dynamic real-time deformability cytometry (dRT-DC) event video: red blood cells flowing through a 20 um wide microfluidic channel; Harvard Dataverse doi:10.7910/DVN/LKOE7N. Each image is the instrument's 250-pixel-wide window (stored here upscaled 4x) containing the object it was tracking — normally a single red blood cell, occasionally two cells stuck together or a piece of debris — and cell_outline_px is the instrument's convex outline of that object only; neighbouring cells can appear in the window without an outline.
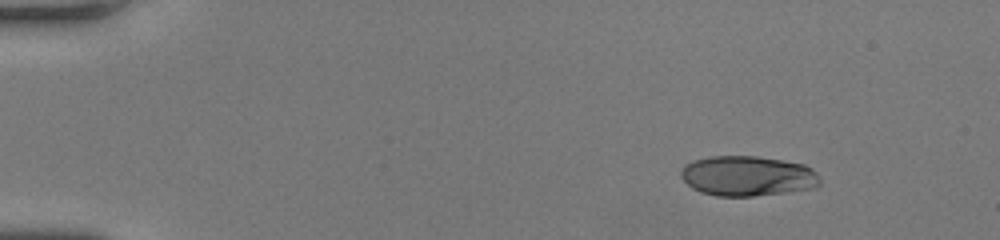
{"species": "human", "species_latin": "Homo sapiens", "temperature_condition": "room temperature", "stored_images_in_passage": 44, "camera_frame_rate_fps": 3000, "um_per_image_px": 0.085, "donor": {"sex": "female"}, "frame": {"image": 1, "passage_image": 1, "time_ms": 0.0, "image_size_px": [1000, 240], "cell_outline_px": [[820, 184], [816, 188], [752, 196], [716, 196], [700, 192], [692, 188], [680, 176], [680, 172], [684, 164], [692, 160], [708, 156], [756, 156], [804, 164], [812, 168], [816, 172], [820, 180]], "centroid_in_image_um": [63.52, 14.95], "position_along_channel_um": 21.5, "area_um2": 32.66}}
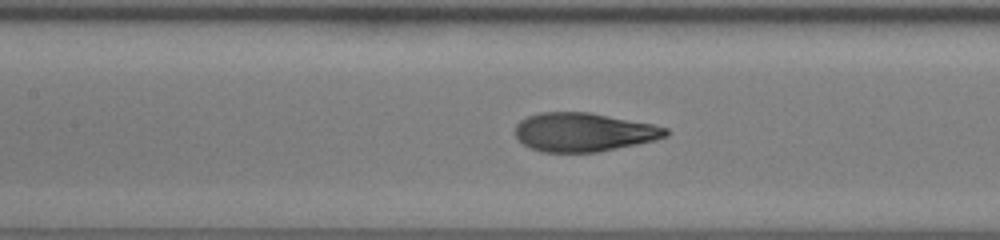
{"frame": {"image": 2, "passage_image": 19, "time_ms": 6.0, "image_size_px": [1000, 240], "cell_outline_px": [[668, 136], [656, 140], [596, 152], [540, 152], [524, 144], [516, 136], [516, 124], [520, 120], [528, 116], [540, 112], [588, 112], [652, 124], [668, 128]], "centroid_in_image_um": [49.61, 11.23], "position_along_channel_um": 157.8, "area_um2": 33.76}}
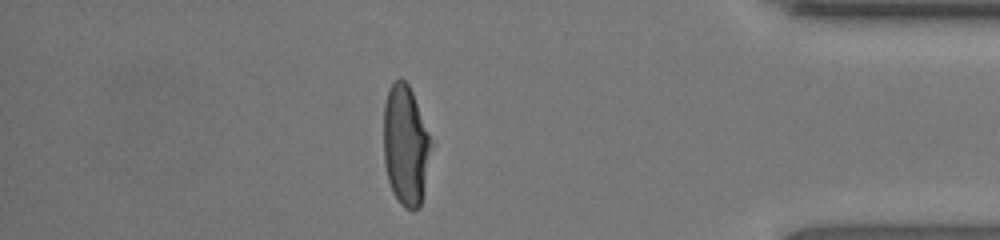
{"frame": {"image": 3, "passage_image": 38, "time_ms": 12.333, "image_size_px": [1000, 240], "cell_outline_px": [[432, 144], [424, 192], [420, 208], [412, 212], [404, 208], [400, 204], [392, 192], [388, 180], [384, 164], [384, 104], [388, 88], [400, 76], [408, 84], [412, 92], [432, 140]], "centroid_in_image_um": [34.48, 12.4], "position_along_channel_um": 400.7, "area_um2": 33.7}, "authors_computed_cell_mechanics": {"area_um2": 34.1598, "velocity_mm_per_s": 4.3345, "shape_relaxation_time_tau1_ms": 4.9865, "shape_relaxation_time_tau2_ms": null, "deformation_change_tau1": 0.2569, "deformation_change_tau2": null}}